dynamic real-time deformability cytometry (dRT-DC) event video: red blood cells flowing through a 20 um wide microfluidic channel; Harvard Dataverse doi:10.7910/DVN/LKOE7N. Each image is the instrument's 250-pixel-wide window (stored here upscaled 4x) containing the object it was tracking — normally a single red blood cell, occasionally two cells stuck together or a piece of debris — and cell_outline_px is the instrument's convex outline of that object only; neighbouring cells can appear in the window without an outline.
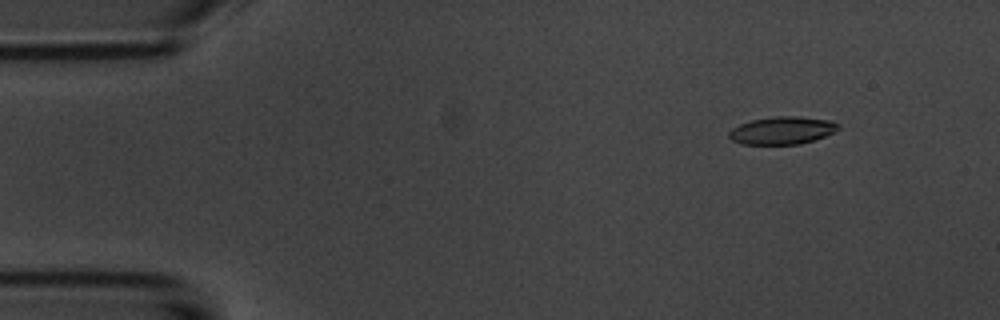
{"species": "common noctule bat (a hibernating species)", "species_latin": "Nyctalus noctula", "temperature_condition": "room temperature", "stored_images_in_passage": 5, "camera_frame_rate_fps": 3000, "um_per_image_px": 0.085, "animal": {"sex": "male", "body_mass_g": 20.1, "forearm_length_mm": 53.5}, "frame": {"image": 1, "passage_image": 2, "time_ms": 1.333, "image_size_px": [1000, 320], "cell_outline_px": [[840, 128], [824, 136], [800, 144], [740, 144], [732, 140], [728, 136], [728, 132], [732, 128], [740, 124], [752, 120], [776, 116], [800, 116], [828, 120], [840, 124]], "centroid_in_image_um": [66.46, 11.08], "position_along_channel_um": 18.5, "area_um2": 17.51}}
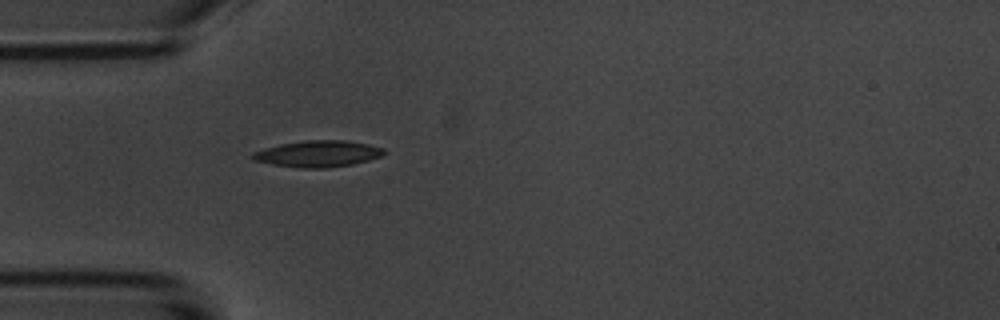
{"frame": {"image": 2, "passage_image": 5, "time_ms": 4.667, "image_size_px": [1000, 320], "cell_outline_px": [[384, 152], [380, 156], [368, 160], [352, 164], [328, 168], [300, 168], [272, 164], [252, 160], [248, 156], [252, 152], [264, 148], [280, 144], [308, 140], [344, 140], [368, 144], [384, 148]], "centroid_in_image_um": [26.96, 13.07], "position_along_channel_um": 58.0, "area_um2": 20.23}}